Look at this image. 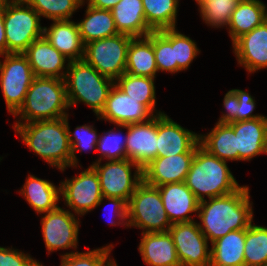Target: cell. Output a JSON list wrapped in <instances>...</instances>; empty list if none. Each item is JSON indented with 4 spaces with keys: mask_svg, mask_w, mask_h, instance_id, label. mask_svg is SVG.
<instances>
[{
    "mask_svg": "<svg viewBox=\"0 0 267 266\" xmlns=\"http://www.w3.org/2000/svg\"><path fill=\"white\" fill-rule=\"evenodd\" d=\"M248 186H241L231 194L203 200L199 203L198 226L211 242L233 230L247 229L253 222V209Z\"/></svg>",
    "mask_w": 267,
    "mask_h": 266,
    "instance_id": "obj_1",
    "label": "cell"
},
{
    "mask_svg": "<svg viewBox=\"0 0 267 266\" xmlns=\"http://www.w3.org/2000/svg\"><path fill=\"white\" fill-rule=\"evenodd\" d=\"M22 142L50 166L64 171L72 166L66 117L13 125Z\"/></svg>",
    "mask_w": 267,
    "mask_h": 266,
    "instance_id": "obj_2",
    "label": "cell"
},
{
    "mask_svg": "<svg viewBox=\"0 0 267 266\" xmlns=\"http://www.w3.org/2000/svg\"><path fill=\"white\" fill-rule=\"evenodd\" d=\"M185 184L199 201L205 200V195L209 199L221 197L241 187L229 170L227 161L211 155L200 144L196 147Z\"/></svg>",
    "mask_w": 267,
    "mask_h": 266,
    "instance_id": "obj_3",
    "label": "cell"
},
{
    "mask_svg": "<svg viewBox=\"0 0 267 266\" xmlns=\"http://www.w3.org/2000/svg\"><path fill=\"white\" fill-rule=\"evenodd\" d=\"M68 108L70 107L64 79L35 76L23 105L14 117L20 119L16 123L54 120L68 116Z\"/></svg>",
    "mask_w": 267,
    "mask_h": 266,
    "instance_id": "obj_4",
    "label": "cell"
},
{
    "mask_svg": "<svg viewBox=\"0 0 267 266\" xmlns=\"http://www.w3.org/2000/svg\"><path fill=\"white\" fill-rule=\"evenodd\" d=\"M64 80L69 107L83 102L96 116L103 111L110 90L115 84V81L101 75L84 59L69 62Z\"/></svg>",
    "mask_w": 267,
    "mask_h": 266,
    "instance_id": "obj_5",
    "label": "cell"
},
{
    "mask_svg": "<svg viewBox=\"0 0 267 266\" xmlns=\"http://www.w3.org/2000/svg\"><path fill=\"white\" fill-rule=\"evenodd\" d=\"M3 20L8 53H23L43 36L39 14L25 0H8L3 4Z\"/></svg>",
    "mask_w": 267,
    "mask_h": 266,
    "instance_id": "obj_6",
    "label": "cell"
},
{
    "mask_svg": "<svg viewBox=\"0 0 267 266\" xmlns=\"http://www.w3.org/2000/svg\"><path fill=\"white\" fill-rule=\"evenodd\" d=\"M128 227L142 233L167 232L171 227L158 187L142 181L127 203Z\"/></svg>",
    "mask_w": 267,
    "mask_h": 266,
    "instance_id": "obj_7",
    "label": "cell"
},
{
    "mask_svg": "<svg viewBox=\"0 0 267 266\" xmlns=\"http://www.w3.org/2000/svg\"><path fill=\"white\" fill-rule=\"evenodd\" d=\"M133 37L117 34L85 44L84 60L113 81L126 71L127 50Z\"/></svg>",
    "mask_w": 267,
    "mask_h": 266,
    "instance_id": "obj_8",
    "label": "cell"
},
{
    "mask_svg": "<svg viewBox=\"0 0 267 266\" xmlns=\"http://www.w3.org/2000/svg\"><path fill=\"white\" fill-rule=\"evenodd\" d=\"M1 56L5 59L0 60V87L8 112L14 115L23 105L35 75L23 53Z\"/></svg>",
    "mask_w": 267,
    "mask_h": 266,
    "instance_id": "obj_9",
    "label": "cell"
},
{
    "mask_svg": "<svg viewBox=\"0 0 267 266\" xmlns=\"http://www.w3.org/2000/svg\"><path fill=\"white\" fill-rule=\"evenodd\" d=\"M100 163L101 161H95L91 166L99 176L102 196L121 198L128 203L143 181L142 169L127 158L108 161L103 165ZM132 167L136 169L134 175Z\"/></svg>",
    "mask_w": 267,
    "mask_h": 266,
    "instance_id": "obj_10",
    "label": "cell"
},
{
    "mask_svg": "<svg viewBox=\"0 0 267 266\" xmlns=\"http://www.w3.org/2000/svg\"><path fill=\"white\" fill-rule=\"evenodd\" d=\"M61 199L77 215H85L104 201L100 189V180L92 166L71 179L60 182Z\"/></svg>",
    "mask_w": 267,
    "mask_h": 266,
    "instance_id": "obj_11",
    "label": "cell"
},
{
    "mask_svg": "<svg viewBox=\"0 0 267 266\" xmlns=\"http://www.w3.org/2000/svg\"><path fill=\"white\" fill-rule=\"evenodd\" d=\"M181 266H210L211 249L198 223H173L169 228Z\"/></svg>",
    "mask_w": 267,
    "mask_h": 266,
    "instance_id": "obj_12",
    "label": "cell"
},
{
    "mask_svg": "<svg viewBox=\"0 0 267 266\" xmlns=\"http://www.w3.org/2000/svg\"><path fill=\"white\" fill-rule=\"evenodd\" d=\"M43 214L41 228L48 253L60 249H77L80 220L75 213L58 207Z\"/></svg>",
    "mask_w": 267,
    "mask_h": 266,
    "instance_id": "obj_13",
    "label": "cell"
},
{
    "mask_svg": "<svg viewBox=\"0 0 267 266\" xmlns=\"http://www.w3.org/2000/svg\"><path fill=\"white\" fill-rule=\"evenodd\" d=\"M155 116L140 100L133 99L114 84L97 119H104L117 126H126L147 122Z\"/></svg>",
    "mask_w": 267,
    "mask_h": 266,
    "instance_id": "obj_14",
    "label": "cell"
},
{
    "mask_svg": "<svg viewBox=\"0 0 267 266\" xmlns=\"http://www.w3.org/2000/svg\"><path fill=\"white\" fill-rule=\"evenodd\" d=\"M157 112L156 116L144 123L119 126L127 129L126 156L141 169L157 157Z\"/></svg>",
    "mask_w": 267,
    "mask_h": 266,
    "instance_id": "obj_15",
    "label": "cell"
},
{
    "mask_svg": "<svg viewBox=\"0 0 267 266\" xmlns=\"http://www.w3.org/2000/svg\"><path fill=\"white\" fill-rule=\"evenodd\" d=\"M199 135L174 122L167 114L157 115V157L195 153Z\"/></svg>",
    "mask_w": 267,
    "mask_h": 266,
    "instance_id": "obj_16",
    "label": "cell"
},
{
    "mask_svg": "<svg viewBox=\"0 0 267 266\" xmlns=\"http://www.w3.org/2000/svg\"><path fill=\"white\" fill-rule=\"evenodd\" d=\"M23 54L36 77L65 79L70 60L53 47L44 35L33 41Z\"/></svg>",
    "mask_w": 267,
    "mask_h": 266,
    "instance_id": "obj_17",
    "label": "cell"
},
{
    "mask_svg": "<svg viewBox=\"0 0 267 266\" xmlns=\"http://www.w3.org/2000/svg\"><path fill=\"white\" fill-rule=\"evenodd\" d=\"M195 153L156 157L142 169L143 181L158 187L175 182H185Z\"/></svg>",
    "mask_w": 267,
    "mask_h": 266,
    "instance_id": "obj_18",
    "label": "cell"
},
{
    "mask_svg": "<svg viewBox=\"0 0 267 266\" xmlns=\"http://www.w3.org/2000/svg\"><path fill=\"white\" fill-rule=\"evenodd\" d=\"M232 46L238 64L249 73L267 68V20L239 37Z\"/></svg>",
    "mask_w": 267,
    "mask_h": 266,
    "instance_id": "obj_19",
    "label": "cell"
},
{
    "mask_svg": "<svg viewBox=\"0 0 267 266\" xmlns=\"http://www.w3.org/2000/svg\"><path fill=\"white\" fill-rule=\"evenodd\" d=\"M158 189L171 224L194 221L188 214L198 212L200 201L185 182L165 184Z\"/></svg>",
    "mask_w": 267,
    "mask_h": 266,
    "instance_id": "obj_20",
    "label": "cell"
},
{
    "mask_svg": "<svg viewBox=\"0 0 267 266\" xmlns=\"http://www.w3.org/2000/svg\"><path fill=\"white\" fill-rule=\"evenodd\" d=\"M228 124L235 132L238 161H250L263 153L267 135V116Z\"/></svg>",
    "mask_w": 267,
    "mask_h": 266,
    "instance_id": "obj_21",
    "label": "cell"
},
{
    "mask_svg": "<svg viewBox=\"0 0 267 266\" xmlns=\"http://www.w3.org/2000/svg\"><path fill=\"white\" fill-rule=\"evenodd\" d=\"M43 35L62 55L70 61L84 58L85 45L82 42L77 23L70 20H53Z\"/></svg>",
    "mask_w": 267,
    "mask_h": 266,
    "instance_id": "obj_22",
    "label": "cell"
},
{
    "mask_svg": "<svg viewBox=\"0 0 267 266\" xmlns=\"http://www.w3.org/2000/svg\"><path fill=\"white\" fill-rule=\"evenodd\" d=\"M141 235L138 250L144 263L149 266H181L169 231Z\"/></svg>",
    "mask_w": 267,
    "mask_h": 266,
    "instance_id": "obj_23",
    "label": "cell"
},
{
    "mask_svg": "<svg viewBox=\"0 0 267 266\" xmlns=\"http://www.w3.org/2000/svg\"><path fill=\"white\" fill-rule=\"evenodd\" d=\"M110 11L120 34L134 38L153 31L147 25L142 0H120Z\"/></svg>",
    "mask_w": 267,
    "mask_h": 266,
    "instance_id": "obj_24",
    "label": "cell"
},
{
    "mask_svg": "<svg viewBox=\"0 0 267 266\" xmlns=\"http://www.w3.org/2000/svg\"><path fill=\"white\" fill-rule=\"evenodd\" d=\"M157 72L153 50V31L147 36L132 38L127 50L125 73L132 76L155 78Z\"/></svg>",
    "mask_w": 267,
    "mask_h": 266,
    "instance_id": "obj_25",
    "label": "cell"
},
{
    "mask_svg": "<svg viewBox=\"0 0 267 266\" xmlns=\"http://www.w3.org/2000/svg\"><path fill=\"white\" fill-rule=\"evenodd\" d=\"M267 20V9L260 0H243L236 4L228 24L232 44L242 35Z\"/></svg>",
    "mask_w": 267,
    "mask_h": 266,
    "instance_id": "obj_26",
    "label": "cell"
},
{
    "mask_svg": "<svg viewBox=\"0 0 267 266\" xmlns=\"http://www.w3.org/2000/svg\"><path fill=\"white\" fill-rule=\"evenodd\" d=\"M19 192L37 214L41 215L59 207L57 202L61 198L60 185L56 187L48 180L28 175Z\"/></svg>",
    "mask_w": 267,
    "mask_h": 266,
    "instance_id": "obj_27",
    "label": "cell"
},
{
    "mask_svg": "<svg viewBox=\"0 0 267 266\" xmlns=\"http://www.w3.org/2000/svg\"><path fill=\"white\" fill-rule=\"evenodd\" d=\"M211 246L210 266H245V229L233 230Z\"/></svg>",
    "mask_w": 267,
    "mask_h": 266,
    "instance_id": "obj_28",
    "label": "cell"
},
{
    "mask_svg": "<svg viewBox=\"0 0 267 266\" xmlns=\"http://www.w3.org/2000/svg\"><path fill=\"white\" fill-rule=\"evenodd\" d=\"M199 144L208 153L224 161H238L236 136L228 123H216L206 135L199 134Z\"/></svg>",
    "mask_w": 267,
    "mask_h": 266,
    "instance_id": "obj_29",
    "label": "cell"
},
{
    "mask_svg": "<svg viewBox=\"0 0 267 266\" xmlns=\"http://www.w3.org/2000/svg\"><path fill=\"white\" fill-rule=\"evenodd\" d=\"M86 17L77 23L83 44L119 34L110 10L87 4Z\"/></svg>",
    "mask_w": 267,
    "mask_h": 266,
    "instance_id": "obj_30",
    "label": "cell"
},
{
    "mask_svg": "<svg viewBox=\"0 0 267 266\" xmlns=\"http://www.w3.org/2000/svg\"><path fill=\"white\" fill-rule=\"evenodd\" d=\"M179 0H142L147 25L153 31L176 28Z\"/></svg>",
    "mask_w": 267,
    "mask_h": 266,
    "instance_id": "obj_31",
    "label": "cell"
},
{
    "mask_svg": "<svg viewBox=\"0 0 267 266\" xmlns=\"http://www.w3.org/2000/svg\"><path fill=\"white\" fill-rule=\"evenodd\" d=\"M155 78L132 76L124 73L115 80V85L125 94L147 106L153 113L156 105Z\"/></svg>",
    "mask_w": 267,
    "mask_h": 266,
    "instance_id": "obj_32",
    "label": "cell"
},
{
    "mask_svg": "<svg viewBox=\"0 0 267 266\" xmlns=\"http://www.w3.org/2000/svg\"><path fill=\"white\" fill-rule=\"evenodd\" d=\"M245 266L267 265V227L250 224L245 229Z\"/></svg>",
    "mask_w": 267,
    "mask_h": 266,
    "instance_id": "obj_33",
    "label": "cell"
},
{
    "mask_svg": "<svg viewBox=\"0 0 267 266\" xmlns=\"http://www.w3.org/2000/svg\"><path fill=\"white\" fill-rule=\"evenodd\" d=\"M153 50L159 71L177 72L174 55V28L153 31Z\"/></svg>",
    "mask_w": 267,
    "mask_h": 266,
    "instance_id": "obj_34",
    "label": "cell"
},
{
    "mask_svg": "<svg viewBox=\"0 0 267 266\" xmlns=\"http://www.w3.org/2000/svg\"><path fill=\"white\" fill-rule=\"evenodd\" d=\"M40 16L49 20H70L85 0H25Z\"/></svg>",
    "mask_w": 267,
    "mask_h": 266,
    "instance_id": "obj_35",
    "label": "cell"
},
{
    "mask_svg": "<svg viewBox=\"0 0 267 266\" xmlns=\"http://www.w3.org/2000/svg\"><path fill=\"white\" fill-rule=\"evenodd\" d=\"M113 245L97 248L87 252H70L61 255L60 266H112L116 261L110 259Z\"/></svg>",
    "mask_w": 267,
    "mask_h": 266,
    "instance_id": "obj_36",
    "label": "cell"
},
{
    "mask_svg": "<svg viewBox=\"0 0 267 266\" xmlns=\"http://www.w3.org/2000/svg\"><path fill=\"white\" fill-rule=\"evenodd\" d=\"M238 2L231 0H210L200 8L201 18L211 27L228 26L231 14Z\"/></svg>",
    "mask_w": 267,
    "mask_h": 266,
    "instance_id": "obj_37",
    "label": "cell"
},
{
    "mask_svg": "<svg viewBox=\"0 0 267 266\" xmlns=\"http://www.w3.org/2000/svg\"><path fill=\"white\" fill-rule=\"evenodd\" d=\"M66 125L68 129V137L72 151V167H77L78 159L75 154L77 151H87V149H95L99 139L96 129L92 125L77 126L74 133L70 132L68 116H66Z\"/></svg>",
    "mask_w": 267,
    "mask_h": 266,
    "instance_id": "obj_38",
    "label": "cell"
},
{
    "mask_svg": "<svg viewBox=\"0 0 267 266\" xmlns=\"http://www.w3.org/2000/svg\"><path fill=\"white\" fill-rule=\"evenodd\" d=\"M124 138L122 137V133L115 132V129L114 131L111 129L100 135L95 151H98L101 157L97 161L103 160V157L106 160L108 159V161L126 159V135Z\"/></svg>",
    "mask_w": 267,
    "mask_h": 266,
    "instance_id": "obj_39",
    "label": "cell"
},
{
    "mask_svg": "<svg viewBox=\"0 0 267 266\" xmlns=\"http://www.w3.org/2000/svg\"><path fill=\"white\" fill-rule=\"evenodd\" d=\"M200 53L196 42L174 28V55L177 72L187 70L193 59Z\"/></svg>",
    "mask_w": 267,
    "mask_h": 266,
    "instance_id": "obj_40",
    "label": "cell"
},
{
    "mask_svg": "<svg viewBox=\"0 0 267 266\" xmlns=\"http://www.w3.org/2000/svg\"><path fill=\"white\" fill-rule=\"evenodd\" d=\"M0 266H44L33 259L30 254H25L18 249L0 246Z\"/></svg>",
    "mask_w": 267,
    "mask_h": 266,
    "instance_id": "obj_41",
    "label": "cell"
},
{
    "mask_svg": "<svg viewBox=\"0 0 267 266\" xmlns=\"http://www.w3.org/2000/svg\"><path fill=\"white\" fill-rule=\"evenodd\" d=\"M232 91L236 94L239 102L237 122L253 120L263 116L259 114H252L254 112L256 103L254 97H252L250 93L240 89H232Z\"/></svg>",
    "mask_w": 267,
    "mask_h": 266,
    "instance_id": "obj_42",
    "label": "cell"
},
{
    "mask_svg": "<svg viewBox=\"0 0 267 266\" xmlns=\"http://www.w3.org/2000/svg\"><path fill=\"white\" fill-rule=\"evenodd\" d=\"M223 106L226 111L219 118L218 123H231L237 122V111L239 107V102L236 94L229 90L223 99Z\"/></svg>",
    "mask_w": 267,
    "mask_h": 266,
    "instance_id": "obj_43",
    "label": "cell"
},
{
    "mask_svg": "<svg viewBox=\"0 0 267 266\" xmlns=\"http://www.w3.org/2000/svg\"><path fill=\"white\" fill-rule=\"evenodd\" d=\"M103 199L108 200L112 204V210L113 214L115 215V218L118 216V222L117 221H111L109 222L110 225H122L125 227L128 226L127 224V202L121 198L117 197H103Z\"/></svg>",
    "mask_w": 267,
    "mask_h": 266,
    "instance_id": "obj_44",
    "label": "cell"
},
{
    "mask_svg": "<svg viewBox=\"0 0 267 266\" xmlns=\"http://www.w3.org/2000/svg\"><path fill=\"white\" fill-rule=\"evenodd\" d=\"M7 54V40L3 20V5H0V56Z\"/></svg>",
    "mask_w": 267,
    "mask_h": 266,
    "instance_id": "obj_45",
    "label": "cell"
},
{
    "mask_svg": "<svg viewBox=\"0 0 267 266\" xmlns=\"http://www.w3.org/2000/svg\"><path fill=\"white\" fill-rule=\"evenodd\" d=\"M91 7L111 10L120 0H86Z\"/></svg>",
    "mask_w": 267,
    "mask_h": 266,
    "instance_id": "obj_46",
    "label": "cell"
},
{
    "mask_svg": "<svg viewBox=\"0 0 267 266\" xmlns=\"http://www.w3.org/2000/svg\"><path fill=\"white\" fill-rule=\"evenodd\" d=\"M195 1H196V3H198V6L200 8L201 6H203L204 4H206L210 0H195Z\"/></svg>",
    "mask_w": 267,
    "mask_h": 266,
    "instance_id": "obj_47",
    "label": "cell"
},
{
    "mask_svg": "<svg viewBox=\"0 0 267 266\" xmlns=\"http://www.w3.org/2000/svg\"><path fill=\"white\" fill-rule=\"evenodd\" d=\"M263 154H267V135L264 141Z\"/></svg>",
    "mask_w": 267,
    "mask_h": 266,
    "instance_id": "obj_48",
    "label": "cell"
},
{
    "mask_svg": "<svg viewBox=\"0 0 267 266\" xmlns=\"http://www.w3.org/2000/svg\"><path fill=\"white\" fill-rule=\"evenodd\" d=\"M8 0H0V5H3L4 3H6Z\"/></svg>",
    "mask_w": 267,
    "mask_h": 266,
    "instance_id": "obj_49",
    "label": "cell"
}]
</instances>
